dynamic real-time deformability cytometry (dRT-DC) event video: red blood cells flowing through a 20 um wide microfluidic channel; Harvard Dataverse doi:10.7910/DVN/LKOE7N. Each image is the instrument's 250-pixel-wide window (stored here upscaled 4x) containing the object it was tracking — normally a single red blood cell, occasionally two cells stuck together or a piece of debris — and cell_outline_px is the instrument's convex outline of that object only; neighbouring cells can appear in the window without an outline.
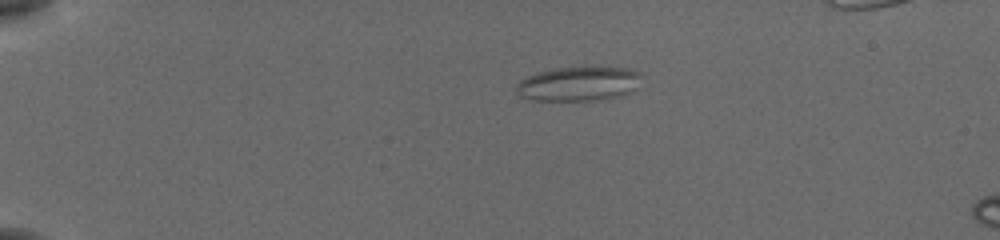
{"species": "common noctule bat (a hibernating species)", "species_latin": "Nyctalus noctula", "temperature_condition": "cold", "stored_images_in_passage": 6, "camera_frame_rate_fps": 3000, "um_per_image_px": 0.085, "animal": {"sex": "female", "body_mass_g": 19.5, "forearm_length_mm": 54.1}, "frame": {"image": 1, "passage_image": 1, "time_ms": 0.0, "image_size_px": [1000, 240], "cell_outline_px": [[640, 72], [636, 88], [628, 92], [612, 96], [588, 100], [536, 100], [520, 96], [516, 92], [516, 84], [520, 80], [528, 76], [540, 72], [556, 68], [628, 68]], "centroid_in_image_um": [49.11, 7.12], "position_along_channel_um": 35.9, "area_um2": 24.16}}